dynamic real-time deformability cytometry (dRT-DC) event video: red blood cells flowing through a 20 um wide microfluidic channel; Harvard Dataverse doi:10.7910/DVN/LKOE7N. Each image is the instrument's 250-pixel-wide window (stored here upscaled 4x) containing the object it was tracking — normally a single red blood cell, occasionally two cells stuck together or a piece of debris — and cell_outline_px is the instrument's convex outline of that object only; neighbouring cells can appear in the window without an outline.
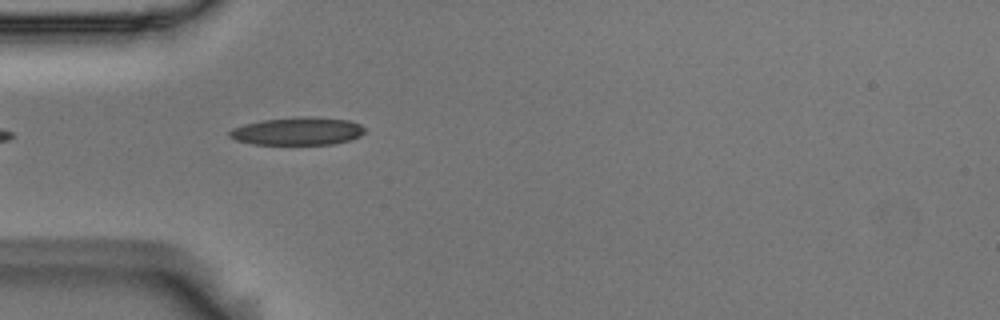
{"species": "Egyptian fruit bat (a non-hibernating species)", "species_latin": "Rousettus aegyptiacus", "temperature_condition": "room temperature", "stored_images_in_passage": 3, "camera_frame_rate_fps": 3000, "um_per_image_px": 0.085, "animal": {"sex": "male"}, "frame": {"image": 1, "passage_image": 1, "time_ms": 0.0, "image_size_px": [1000, 320], "cell_outline_px": [[364, 132], [360, 136], [352, 140], [332, 144], [252, 144], [236, 140], [228, 136], [228, 132], [232, 128], [244, 124], [264, 120], [348, 120], [360, 124], [364, 128]], "centroid_in_image_um": [25.25, 11.22], "position_along_channel_um": 59.8, "area_um2": 20.63}}
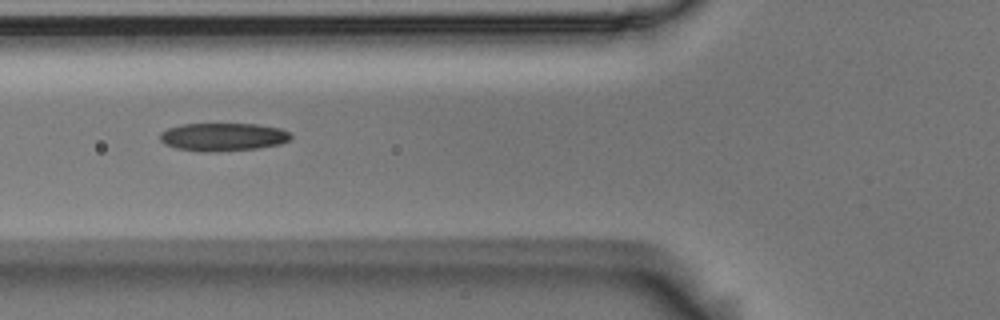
{"frame": {"image": 2, "passage_image": 2, "time_ms": 0.333, "image_size_px": [1000, 320], "cell_outline_px": [[292, 136], [288, 140], [280, 144], [256, 148], [216, 152], [200, 152], [176, 148], [164, 144], [160, 140], [160, 132], [168, 128], [180, 124], [256, 124], [280, 128], [288, 132]], "centroid_in_image_um": [18.91, 11.64], "position_along_channel_um": 106.9, "area_um2": 21.44}}
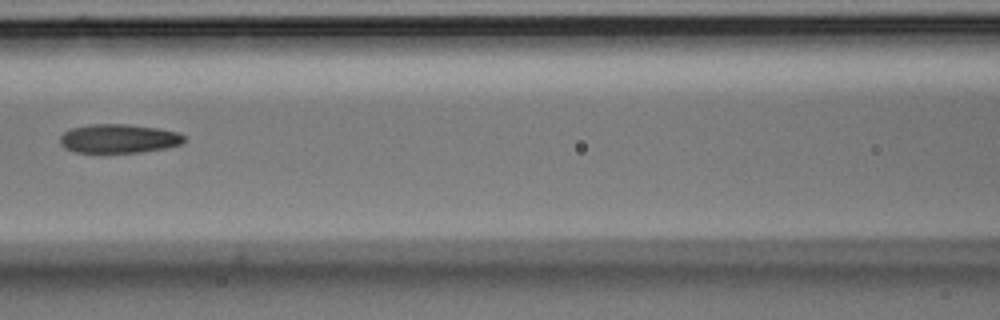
{"frame": {"image": 3, "passage_image": 3, "time_ms": 0.667, "image_size_px": [1000, 320], "cell_outline_px": [[184, 140], [180, 144], [164, 148], [140, 152], [76, 152], [64, 148], [60, 144], [60, 136], [64, 132], [72, 128], [88, 124], [124, 124], [160, 128], [176, 132], [184, 136]], "centroid_in_image_um": [10.05, 11.77], "position_along_channel_um": 156.5, "area_um2": 20.75}}